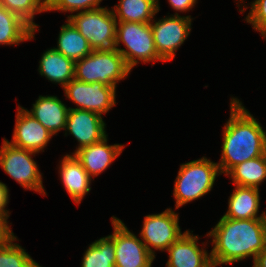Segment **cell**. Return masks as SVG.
Here are the masks:
<instances>
[{
	"label": "cell",
	"mask_w": 266,
	"mask_h": 267,
	"mask_svg": "<svg viewBox=\"0 0 266 267\" xmlns=\"http://www.w3.org/2000/svg\"><path fill=\"white\" fill-rule=\"evenodd\" d=\"M131 69L124 57L118 52H98L93 50L81 60L75 61L74 78L76 80L117 87V84L129 76Z\"/></svg>",
	"instance_id": "6"
},
{
	"label": "cell",
	"mask_w": 266,
	"mask_h": 267,
	"mask_svg": "<svg viewBox=\"0 0 266 267\" xmlns=\"http://www.w3.org/2000/svg\"><path fill=\"white\" fill-rule=\"evenodd\" d=\"M115 248L108 237H101L91 244L83 254L81 267H115Z\"/></svg>",
	"instance_id": "24"
},
{
	"label": "cell",
	"mask_w": 266,
	"mask_h": 267,
	"mask_svg": "<svg viewBox=\"0 0 266 267\" xmlns=\"http://www.w3.org/2000/svg\"><path fill=\"white\" fill-rule=\"evenodd\" d=\"M116 89L100 82L86 83L75 78L63 88L65 97L76 104V108L69 109L88 110L100 116L116 105Z\"/></svg>",
	"instance_id": "11"
},
{
	"label": "cell",
	"mask_w": 266,
	"mask_h": 267,
	"mask_svg": "<svg viewBox=\"0 0 266 267\" xmlns=\"http://www.w3.org/2000/svg\"><path fill=\"white\" fill-rule=\"evenodd\" d=\"M0 5L17 14L35 31L39 30L34 22L35 15L47 12V0H0Z\"/></svg>",
	"instance_id": "26"
},
{
	"label": "cell",
	"mask_w": 266,
	"mask_h": 267,
	"mask_svg": "<svg viewBox=\"0 0 266 267\" xmlns=\"http://www.w3.org/2000/svg\"><path fill=\"white\" fill-rule=\"evenodd\" d=\"M27 112L40 122L53 136L65 130L69 107L54 95H40Z\"/></svg>",
	"instance_id": "17"
},
{
	"label": "cell",
	"mask_w": 266,
	"mask_h": 267,
	"mask_svg": "<svg viewBox=\"0 0 266 267\" xmlns=\"http://www.w3.org/2000/svg\"><path fill=\"white\" fill-rule=\"evenodd\" d=\"M15 241L16 235L0 246V267H42Z\"/></svg>",
	"instance_id": "25"
},
{
	"label": "cell",
	"mask_w": 266,
	"mask_h": 267,
	"mask_svg": "<svg viewBox=\"0 0 266 267\" xmlns=\"http://www.w3.org/2000/svg\"><path fill=\"white\" fill-rule=\"evenodd\" d=\"M225 176L236 186L259 189L266 180V154L236 165Z\"/></svg>",
	"instance_id": "23"
},
{
	"label": "cell",
	"mask_w": 266,
	"mask_h": 267,
	"mask_svg": "<svg viewBox=\"0 0 266 267\" xmlns=\"http://www.w3.org/2000/svg\"><path fill=\"white\" fill-rule=\"evenodd\" d=\"M213 239L211 260L215 266L234 264L255 257L266 245V218L232 219L221 217L206 233Z\"/></svg>",
	"instance_id": "2"
},
{
	"label": "cell",
	"mask_w": 266,
	"mask_h": 267,
	"mask_svg": "<svg viewBox=\"0 0 266 267\" xmlns=\"http://www.w3.org/2000/svg\"><path fill=\"white\" fill-rule=\"evenodd\" d=\"M219 175L217 162L206 156L181 164L174 182L175 209L208 194Z\"/></svg>",
	"instance_id": "3"
},
{
	"label": "cell",
	"mask_w": 266,
	"mask_h": 267,
	"mask_svg": "<svg viewBox=\"0 0 266 267\" xmlns=\"http://www.w3.org/2000/svg\"><path fill=\"white\" fill-rule=\"evenodd\" d=\"M11 145L35 153L44 152L53 135L18 104Z\"/></svg>",
	"instance_id": "13"
},
{
	"label": "cell",
	"mask_w": 266,
	"mask_h": 267,
	"mask_svg": "<svg viewBox=\"0 0 266 267\" xmlns=\"http://www.w3.org/2000/svg\"><path fill=\"white\" fill-rule=\"evenodd\" d=\"M252 267H266V245L262 251L255 257Z\"/></svg>",
	"instance_id": "32"
},
{
	"label": "cell",
	"mask_w": 266,
	"mask_h": 267,
	"mask_svg": "<svg viewBox=\"0 0 266 267\" xmlns=\"http://www.w3.org/2000/svg\"><path fill=\"white\" fill-rule=\"evenodd\" d=\"M190 15H168L151 21L154 45L159 57L164 61H172L176 51L184 44L191 32Z\"/></svg>",
	"instance_id": "9"
},
{
	"label": "cell",
	"mask_w": 266,
	"mask_h": 267,
	"mask_svg": "<svg viewBox=\"0 0 266 267\" xmlns=\"http://www.w3.org/2000/svg\"><path fill=\"white\" fill-rule=\"evenodd\" d=\"M64 131V136L72 135L78 142L76 150L71 154L102 140L108 135L106 134V123L103 120V116L80 109L68 110Z\"/></svg>",
	"instance_id": "12"
},
{
	"label": "cell",
	"mask_w": 266,
	"mask_h": 267,
	"mask_svg": "<svg viewBox=\"0 0 266 267\" xmlns=\"http://www.w3.org/2000/svg\"><path fill=\"white\" fill-rule=\"evenodd\" d=\"M67 19L86 38L92 50L118 51L116 45L117 21L110 8L102 7L69 15Z\"/></svg>",
	"instance_id": "4"
},
{
	"label": "cell",
	"mask_w": 266,
	"mask_h": 267,
	"mask_svg": "<svg viewBox=\"0 0 266 267\" xmlns=\"http://www.w3.org/2000/svg\"><path fill=\"white\" fill-rule=\"evenodd\" d=\"M250 11L245 21L252 25L255 32H259L266 39V0H254L250 2Z\"/></svg>",
	"instance_id": "28"
},
{
	"label": "cell",
	"mask_w": 266,
	"mask_h": 267,
	"mask_svg": "<svg viewBox=\"0 0 266 267\" xmlns=\"http://www.w3.org/2000/svg\"><path fill=\"white\" fill-rule=\"evenodd\" d=\"M238 1V3H236L237 4V6L239 7V12L242 14V13H244L245 11H246V9H248L249 7H247L246 6V2L245 1H243V0H237ZM245 4V5H243V4ZM241 5V6H240ZM243 5V6H242ZM243 7V8H242Z\"/></svg>",
	"instance_id": "33"
},
{
	"label": "cell",
	"mask_w": 266,
	"mask_h": 267,
	"mask_svg": "<svg viewBox=\"0 0 266 267\" xmlns=\"http://www.w3.org/2000/svg\"><path fill=\"white\" fill-rule=\"evenodd\" d=\"M111 224L113 233L108 237L114 243L115 267H152L155 257L147 250L141 238L115 216L111 217Z\"/></svg>",
	"instance_id": "10"
},
{
	"label": "cell",
	"mask_w": 266,
	"mask_h": 267,
	"mask_svg": "<svg viewBox=\"0 0 266 267\" xmlns=\"http://www.w3.org/2000/svg\"><path fill=\"white\" fill-rule=\"evenodd\" d=\"M179 219V213L172 208H167L161 213L144 216L139 237L154 257H156L155 250L165 252L186 232L181 231Z\"/></svg>",
	"instance_id": "8"
},
{
	"label": "cell",
	"mask_w": 266,
	"mask_h": 267,
	"mask_svg": "<svg viewBox=\"0 0 266 267\" xmlns=\"http://www.w3.org/2000/svg\"><path fill=\"white\" fill-rule=\"evenodd\" d=\"M107 142L108 135L102 140L83 147L74 153L92 179L105 172L124 150V144L109 145Z\"/></svg>",
	"instance_id": "15"
},
{
	"label": "cell",
	"mask_w": 266,
	"mask_h": 267,
	"mask_svg": "<svg viewBox=\"0 0 266 267\" xmlns=\"http://www.w3.org/2000/svg\"><path fill=\"white\" fill-rule=\"evenodd\" d=\"M9 196L8 186L0 181V215H4L7 218L10 216V211L6 209L9 203Z\"/></svg>",
	"instance_id": "31"
},
{
	"label": "cell",
	"mask_w": 266,
	"mask_h": 267,
	"mask_svg": "<svg viewBox=\"0 0 266 267\" xmlns=\"http://www.w3.org/2000/svg\"><path fill=\"white\" fill-rule=\"evenodd\" d=\"M171 8L176 11L174 15H179L178 12H189L197 4V0H168Z\"/></svg>",
	"instance_id": "30"
},
{
	"label": "cell",
	"mask_w": 266,
	"mask_h": 267,
	"mask_svg": "<svg viewBox=\"0 0 266 267\" xmlns=\"http://www.w3.org/2000/svg\"><path fill=\"white\" fill-rule=\"evenodd\" d=\"M236 97L230 98V117L222 130L221 175L247 160L266 154V130Z\"/></svg>",
	"instance_id": "1"
},
{
	"label": "cell",
	"mask_w": 266,
	"mask_h": 267,
	"mask_svg": "<svg viewBox=\"0 0 266 267\" xmlns=\"http://www.w3.org/2000/svg\"><path fill=\"white\" fill-rule=\"evenodd\" d=\"M159 5V0H119L111 9L116 21L151 23Z\"/></svg>",
	"instance_id": "21"
},
{
	"label": "cell",
	"mask_w": 266,
	"mask_h": 267,
	"mask_svg": "<svg viewBox=\"0 0 266 267\" xmlns=\"http://www.w3.org/2000/svg\"><path fill=\"white\" fill-rule=\"evenodd\" d=\"M53 48L74 62L81 60L93 51L86 38L68 19L60 28L57 47Z\"/></svg>",
	"instance_id": "22"
},
{
	"label": "cell",
	"mask_w": 266,
	"mask_h": 267,
	"mask_svg": "<svg viewBox=\"0 0 266 267\" xmlns=\"http://www.w3.org/2000/svg\"><path fill=\"white\" fill-rule=\"evenodd\" d=\"M59 178L72 201L79 206L90 190L93 179L74 154H66L59 161Z\"/></svg>",
	"instance_id": "16"
},
{
	"label": "cell",
	"mask_w": 266,
	"mask_h": 267,
	"mask_svg": "<svg viewBox=\"0 0 266 267\" xmlns=\"http://www.w3.org/2000/svg\"><path fill=\"white\" fill-rule=\"evenodd\" d=\"M75 62L56 51L49 48L44 51L39 61L38 72L52 83H57L64 88L74 79Z\"/></svg>",
	"instance_id": "19"
},
{
	"label": "cell",
	"mask_w": 266,
	"mask_h": 267,
	"mask_svg": "<svg viewBox=\"0 0 266 267\" xmlns=\"http://www.w3.org/2000/svg\"><path fill=\"white\" fill-rule=\"evenodd\" d=\"M8 221V218L4 215H0V246L6 244L10 239L15 235L11 229V224Z\"/></svg>",
	"instance_id": "29"
},
{
	"label": "cell",
	"mask_w": 266,
	"mask_h": 267,
	"mask_svg": "<svg viewBox=\"0 0 266 267\" xmlns=\"http://www.w3.org/2000/svg\"><path fill=\"white\" fill-rule=\"evenodd\" d=\"M103 0H47V11L83 12L101 8L100 4Z\"/></svg>",
	"instance_id": "27"
},
{
	"label": "cell",
	"mask_w": 266,
	"mask_h": 267,
	"mask_svg": "<svg viewBox=\"0 0 266 267\" xmlns=\"http://www.w3.org/2000/svg\"><path fill=\"white\" fill-rule=\"evenodd\" d=\"M198 240V235H194L193 231L186 230V232L166 250L169 254V258L165 266L211 267L213 265L211 253L205 248L207 242H202V247L200 248Z\"/></svg>",
	"instance_id": "14"
},
{
	"label": "cell",
	"mask_w": 266,
	"mask_h": 267,
	"mask_svg": "<svg viewBox=\"0 0 266 267\" xmlns=\"http://www.w3.org/2000/svg\"><path fill=\"white\" fill-rule=\"evenodd\" d=\"M116 45L131 70L140 62L164 63L156 52L150 23L117 21Z\"/></svg>",
	"instance_id": "5"
},
{
	"label": "cell",
	"mask_w": 266,
	"mask_h": 267,
	"mask_svg": "<svg viewBox=\"0 0 266 267\" xmlns=\"http://www.w3.org/2000/svg\"><path fill=\"white\" fill-rule=\"evenodd\" d=\"M228 198V209L223 215L232 219H259L266 218V211L259 216L260 191L254 187L234 186Z\"/></svg>",
	"instance_id": "18"
},
{
	"label": "cell",
	"mask_w": 266,
	"mask_h": 267,
	"mask_svg": "<svg viewBox=\"0 0 266 267\" xmlns=\"http://www.w3.org/2000/svg\"><path fill=\"white\" fill-rule=\"evenodd\" d=\"M36 31L17 14L0 5V45L34 40Z\"/></svg>",
	"instance_id": "20"
},
{
	"label": "cell",
	"mask_w": 266,
	"mask_h": 267,
	"mask_svg": "<svg viewBox=\"0 0 266 267\" xmlns=\"http://www.w3.org/2000/svg\"><path fill=\"white\" fill-rule=\"evenodd\" d=\"M36 154L38 153L15 147L3 138L0 148V166L22 188L45 196L47 193L43 186V173L33 159Z\"/></svg>",
	"instance_id": "7"
}]
</instances>
